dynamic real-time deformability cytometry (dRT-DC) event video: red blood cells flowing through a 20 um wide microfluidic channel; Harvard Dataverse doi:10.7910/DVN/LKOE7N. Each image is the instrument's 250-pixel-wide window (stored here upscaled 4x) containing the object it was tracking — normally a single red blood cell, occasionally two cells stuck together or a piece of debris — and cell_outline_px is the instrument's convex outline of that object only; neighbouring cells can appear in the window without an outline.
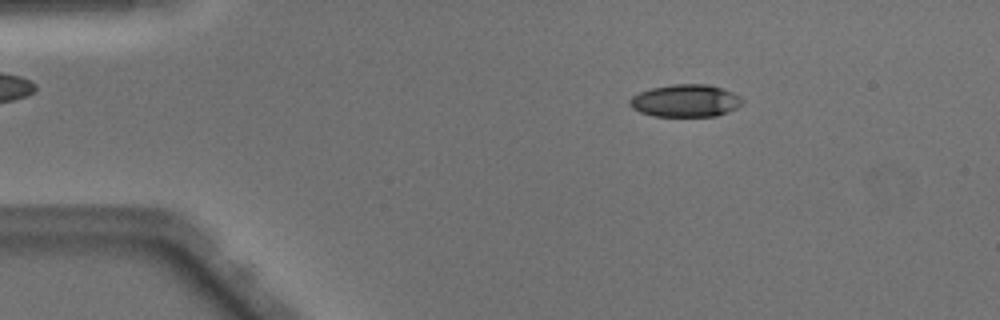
{"species": "Egyptian fruit bat (a non-hibernating species)", "species_latin": "Rousettus aegyptiacus", "temperature_condition": "warm", "stored_images_in_passage": 49, "camera_frame_rate_fps": 3000, "um_per_image_px": 0.085, "animal": {"sex": "male"}, "frame": {"image": 1, "passage_image": 8, "time_ms": 2.333, "image_size_px": [1000, 320], "cell_outline_px": [[744, 104], [728, 112], [716, 116], [652, 116], [640, 112], [632, 108], [628, 104], [628, 100], [632, 96], [640, 92], [652, 88], [672, 84], [708, 84], [732, 92], [740, 96], [744, 100]], "centroid_in_image_um": [58.27, 8.57], "position_along_channel_um": 26.7, "area_um2": 21.44}}
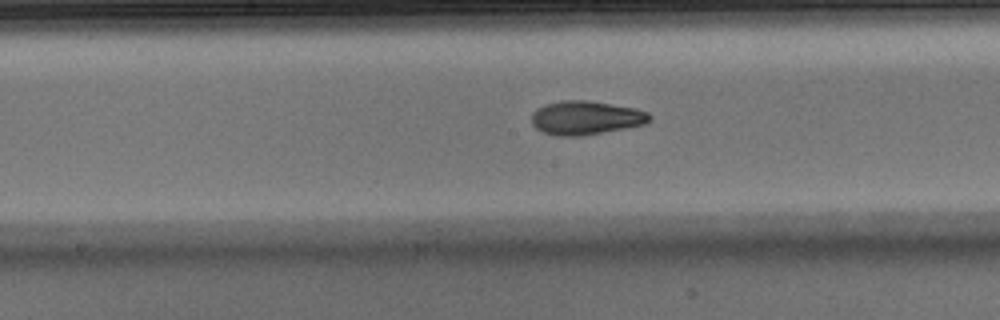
{"frame": {"image": 2, "passage_image": 25, "time_ms": 8.0, "image_size_px": [1000, 320], "cell_outline_px": [[652, 120], [644, 124], [584, 136], [556, 136], [544, 132], [536, 128], [532, 124], [532, 112], [536, 108], [544, 104], [560, 100], [584, 100], [636, 108], [648, 112], [652, 116]], "centroid_in_image_um": [49.78, 10.01], "position_along_channel_um": 198.4, "area_um2": 23.35}}
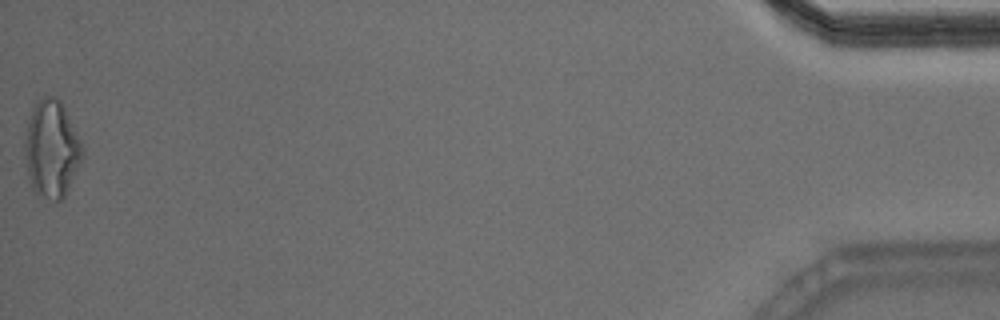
{"frame": {"image": 3, "passage_image": 49, "time_ms": 16.0, "image_size_px": [1000, 320], "cell_outline_px": [[84, 160], [64, 196], [56, 204], [36, 196], [32, 188], [24, 164], [24, 140], [28, 120], [32, 108], [44, 96], [52, 96], [60, 100], [84, 148]], "centroid_in_image_um": [4.38, 12.75], "position_along_channel_um": 430.8, "area_um2": 33.29}, "authors_computed_cell_mechanics": {"area_um2": 22.7154, "velocity_mm_per_s": 4.1154, "shape_relaxation_time_tau1_ms": null, "shape_relaxation_time_tau2_ms": 2.4396, "deformation_change_tau1": null, "deformation_change_tau2": 0.0936}}